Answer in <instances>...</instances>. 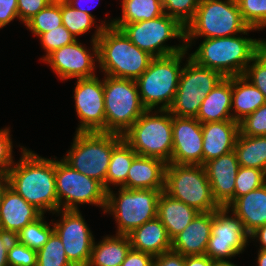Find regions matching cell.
<instances>
[{
  "mask_svg": "<svg viewBox=\"0 0 266 266\" xmlns=\"http://www.w3.org/2000/svg\"><path fill=\"white\" fill-rule=\"evenodd\" d=\"M21 159L14 163L6 178L8 185L42 214L59 210L56 192L55 159H47L20 148ZM53 211V212H52Z\"/></svg>",
  "mask_w": 266,
  "mask_h": 266,
  "instance_id": "6da1fadb",
  "label": "cell"
},
{
  "mask_svg": "<svg viewBox=\"0 0 266 266\" xmlns=\"http://www.w3.org/2000/svg\"><path fill=\"white\" fill-rule=\"evenodd\" d=\"M265 45L266 39L238 35L206 38L189 58L199 66L219 71L224 77L241 76Z\"/></svg>",
  "mask_w": 266,
  "mask_h": 266,
  "instance_id": "7a4b0ae2",
  "label": "cell"
},
{
  "mask_svg": "<svg viewBox=\"0 0 266 266\" xmlns=\"http://www.w3.org/2000/svg\"><path fill=\"white\" fill-rule=\"evenodd\" d=\"M97 45L98 64L104 76L137 80L154 58L113 26L102 29Z\"/></svg>",
  "mask_w": 266,
  "mask_h": 266,
  "instance_id": "3957f363",
  "label": "cell"
},
{
  "mask_svg": "<svg viewBox=\"0 0 266 266\" xmlns=\"http://www.w3.org/2000/svg\"><path fill=\"white\" fill-rule=\"evenodd\" d=\"M185 28L187 49L198 37H230L256 31L243 20L236 0H200L194 19Z\"/></svg>",
  "mask_w": 266,
  "mask_h": 266,
  "instance_id": "277c9868",
  "label": "cell"
},
{
  "mask_svg": "<svg viewBox=\"0 0 266 266\" xmlns=\"http://www.w3.org/2000/svg\"><path fill=\"white\" fill-rule=\"evenodd\" d=\"M187 51L153 58L147 70L136 80L140 100L146 110H155L156 107L158 110L169 109L183 69L182 58H185Z\"/></svg>",
  "mask_w": 266,
  "mask_h": 266,
  "instance_id": "5b68a950",
  "label": "cell"
},
{
  "mask_svg": "<svg viewBox=\"0 0 266 266\" xmlns=\"http://www.w3.org/2000/svg\"><path fill=\"white\" fill-rule=\"evenodd\" d=\"M63 160L78 172L100 182L106 190V174L113 148L122 135L108 132H75Z\"/></svg>",
  "mask_w": 266,
  "mask_h": 266,
  "instance_id": "8992f818",
  "label": "cell"
},
{
  "mask_svg": "<svg viewBox=\"0 0 266 266\" xmlns=\"http://www.w3.org/2000/svg\"><path fill=\"white\" fill-rule=\"evenodd\" d=\"M156 110H146L122 137L138 155L158 158L168 164L173 150L172 114L168 110Z\"/></svg>",
  "mask_w": 266,
  "mask_h": 266,
  "instance_id": "52a82bcc",
  "label": "cell"
},
{
  "mask_svg": "<svg viewBox=\"0 0 266 266\" xmlns=\"http://www.w3.org/2000/svg\"><path fill=\"white\" fill-rule=\"evenodd\" d=\"M164 190L126 189L119 187V193L107 191L104 214L114 215L117 233L130 234L147 221L157 217L158 201ZM118 195V196H117Z\"/></svg>",
  "mask_w": 266,
  "mask_h": 266,
  "instance_id": "ba28073f",
  "label": "cell"
},
{
  "mask_svg": "<svg viewBox=\"0 0 266 266\" xmlns=\"http://www.w3.org/2000/svg\"><path fill=\"white\" fill-rule=\"evenodd\" d=\"M164 191L198 212H211L220 207L213 198L203 165L168 163Z\"/></svg>",
  "mask_w": 266,
  "mask_h": 266,
  "instance_id": "9c48e42d",
  "label": "cell"
},
{
  "mask_svg": "<svg viewBox=\"0 0 266 266\" xmlns=\"http://www.w3.org/2000/svg\"><path fill=\"white\" fill-rule=\"evenodd\" d=\"M105 132L124 134L146 111L136 80L104 78Z\"/></svg>",
  "mask_w": 266,
  "mask_h": 266,
  "instance_id": "30bf717a",
  "label": "cell"
},
{
  "mask_svg": "<svg viewBox=\"0 0 266 266\" xmlns=\"http://www.w3.org/2000/svg\"><path fill=\"white\" fill-rule=\"evenodd\" d=\"M139 49L151 56L166 57L185 51L186 28L175 18L163 14L151 20L124 24L119 28ZM182 40V44L168 46L170 39Z\"/></svg>",
  "mask_w": 266,
  "mask_h": 266,
  "instance_id": "8fae6325",
  "label": "cell"
},
{
  "mask_svg": "<svg viewBox=\"0 0 266 266\" xmlns=\"http://www.w3.org/2000/svg\"><path fill=\"white\" fill-rule=\"evenodd\" d=\"M168 111L178 117H196L203 99L225 77L216 70L197 65L187 58Z\"/></svg>",
  "mask_w": 266,
  "mask_h": 266,
  "instance_id": "7c38bea8",
  "label": "cell"
},
{
  "mask_svg": "<svg viewBox=\"0 0 266 266\" xmlns=\"http://www.w3.org/2000/svg\"><path fill=\"white\" fill-rule=\"evenodd\" d=\"M59 210H79L78 204H92L105 210L107 191L97 180L73 169L63 159L55 160Z\"/></svg>",
  "mask_w": 266,
  "mask_h": 266,
  "instance_id": "4fadbf2b",
  "label": "cell"
},
{
  "mask_svg": "<svg viewBox=\"0 0 266 266\" xmlns=\"http://www.w3.org/2000/svg\"><path fill=\"white\" fill-rule=\"evenodd\" d=\"M101 22L92 35V53L77 39L73 43L53 51L43 60L49 64L60 79H83L96 76L94 71L96 70L95 62H98L97 39L103 28L113 25L114 19H111L110 22H106V20Z\"/></svg>",
  "mask_w": 266,
  "mask_h": 266,
  "instance_id": "5bb4252c",
  "label": "cell"
},
{
  "mask_svg": "<svg viewBox=\"0 0 266 266\" xmlns=\"http://www.w3.org/2000/svg\"><path fill=\"white\" fill-rule=\"evenodd\" d=\"M229 208L219 207L212 217L211 235L206 253L212 260H227L244 252L250 234L243 222ZM230 257V258H229Z\"/></svg>",
  "mask_w": 266,
  "mask_h": 266,
  "instance_id": "9a60e30c",
  "label": "cell"
},
{
  "mask_svg": "<svg viewBox=\"0 0 266 266\" xmlns=\"http://www.w3.org/2000/svg\"><path fill=\"white\" fill-rule=\"evenodd\" d=\"M59 222L50 223L63 243L66 257L73 266H88L94 237L80 210H58Z\"/></svg>",
  "mask_w": 266,
  "mask_h": 266,
  "instance_id": "2e32d148",
  "label": "cell"
},
{
  "mask_svg": "<svg viewBox=\"0 0 266 266\" xmlns=\"http://www.w3.org/2000/svg\"><path fill=\"white\" fill-rule=\"evenodd\" d=\"M73 97L80 119L76 132H105L104 79H77Z\"/></svg>",
  "mask_w": 266,
  "mask_h": 266,
  "instance_id": "e0dca14e",
  "label": "cell"
},
{
  "mask_svg": "<svg viewBox=\"0 0 266 266\" xmlns=\"http://www.w3.org/2000/svg\"><path fill=\"white\" fill-rule=\"evenodd\" d=\"M171 163L203 165L202 124L195 117L172 115Z\"/></svg>",
  "mask_w": 266,
  "mask_h": 266,
  "instance_id": "ac0fdd59",
  "label": "cell"
},
{
  "mask_svg": "<svg viewBox=\"0 0 266 266\" xmlns=\"http://www.w3.org/2000/svg\"><path fill=\"white\" fill-rule=\"evenodd\" d=\"M203 167L214 200L220 207H228L234 201L235 179L240 167L235 152L211 159Z\"/></svg>",
  "mask_w": 266,
  "mask_h": 266,
  "instance_id": "d6986e66",
  "label": "cell"
},
{
  "mask_svg": "<svg viewBox=\"0 0 266 266\" xmlns=\"http://www.w3.org/2000/svg\"><path fill=\"white\" fill-rule=\"evenodd\" d=\"M42 213L9 186L0 204V230L13 237L27 224L38 219Z\"/></svg>",
  "mask_w": 266,
  "mask_h": 266,
  "instance_id": "ffe728a7",
  "label": "cell"
},
{
  "mask_svg": "<svg viewBox=\"0 0 266 266\" xmlns=\"http://www.w3.org/2000/svg\"><path fill=\"white\" fill-rule=\"evenodd\" d=\"M213 216L214 211L199 212L190 224L171 240V250L183 256L205 254Z\"/></svg>",
  "mask_w": 266,
  "mask_h": 266,
  "instance_id": "44dd1931",
  "label": "cell"
},
{
  "mask_svg": "<svg viewBox=\"0 0 266 266\" xmlns=\"http://www.w3.org/2000/svg\"><path fill=\"white\" fill-rule=\"evenodd\" d=\"M203 164L234 151L239 133V122L224 120L202 123Z\"/></svg>",
  "mask_w": 266,
  "mask_h": 266,
  "instance_id": "7402d4cb",
  "label": "cell"
},
{
  "mask_svg": "<svg viewBox=\"0 0 266 266\" xmlns=\"http://www.w3.org/2000/svg\"><path fill=\"white\" fill-rule=\"evenodd\" d=\"M167 163L163 160L137 155L128 170L126 189H165V169Z\"/></svg>",
  "mask_w": 266,
  "mask_h": 266,
  "instance_id": "603a6c76",
  "label": "cell"
},
{
  "mask_svg": "<svg viewBox=\"0 0 266 266\" xmlns=\"http://www.w3.org/2000/svg\"><path fill=\"white\" fill-rule=\"evenodd\" d=\"M232 76L225 77L203 99L196 119L202 123L221 122L232 119Z\"/></svg>",
  "mask_w": 266,
  "mask_h": 266,
  "instance_id": "cb8c5ba5",
  "label": "cell"
},
{
  "mask_svg": "<svg viewBox=\"0 0 266 266\" xmlns=\"http://www.w3.org/2000/svg\"><path fill=\"white\" fill-rule=\"evenodd\" d=\"M227 208L243 222L245 229L251 234L266 224V183L238 197Z\"/></svg>",
  "mask_w": 266,
  "mask_h": 266,
  "instance_id": "d4e9b609",
  "label": "cell"
},
{
  "mask_svg": "<svg viewBox=\"0 0 266 266\" xmlns=\"http://www.w3.org/2000/svg\"><path fill=\"white\" fill-rule=\"evenodd\" d=\"M198 213L195 208L171 197L165 191L161 192L157 217L166 227L167 234L171 240L181 233Z\"/></svg>",
  "mask_w": 266,
  "mask_h": 266,
  "instance_id": "484cf974",
  "label": "cell"
},
{
  "mask_svg": "<svg viewBox=\"0 0 266 266\" xmlns=\"http://www.w3.org/2000/svg\"><path fill=\"white\" fill-rule=\"evenodd\" d=\"M128 237L131 248L153 256L171 250V239L167 234L166 227L158 217L134 229L128 234Z\"/></svg>",
  "mask_w": 266,
  "mask_h": 266,
  "instance_id": "4316f807",
  "label": "cell"
},
{
  "mask_svg": "<svg viewBox=\"0 0 266 266\" xmlns=\"http://www.w3.org/2000/svg\"><path fill=\"white\" fill-rule=\"evenodd\" d=\"M266 103L263 93L246 77L232 76V119L240 122ZM234 112V113H233Z\"/></svg>",
  "mask_w": 266,
  "mask_h": 266,
  "instance_id": "83f0119b",
  "label": "cell"
},
{
  "mask_svg": "<svg viewBox=\"0 0 266 266\" xmlns=\"http://www.w3.org/2000/svg\"><path fill=\"white\" fill-rule=\"evenodd\" d=\"M96 243L94 240L88 266H121L131 249L128 235H107Z\"/></svg>",
  "mask_w": 266,
  "mask_h": 266,
  "instance_id": "f1b7e54d",
  "label": "cell"
},
{
  "mask_svg": "<svg viewBox=\"0 0 266 266\" xmlns=\"http://www.w3.org/2000/svg\"><path fill=\"white\" fill-rule=\"evenodd\" d=\"M234 152L239 166L257 168L266 172V135L246 136L238 133Z\"/></svg>",
  "mask_w": 266,
  "mask_h": 266,
  "instance_id": "f546056e",
  "label": "cell"
},
{
  "mask_svg": "<svg viewBox=\"0 0 266 266\" xmlns=\"http://www.w3.org/2000/svg\"><path fill=\"white\" fill-rule=\"evenodd\" d=\"M137 155L124 139L113 148L106 174V191L111 189V184L116 187H122L125 184L128 170Z\"/></svg>",
  "mask_w": 266,
  "mask_h": 266,
  "instance_id": "4dcf8cb0",
  "label": "cell"
},
{
  "mask_svg": "<svg viewBox=\"0 0 266 266\" xmlns=\"http://www.w3.org/2000/svg\"><path fill=\"white\" fill-rule=\"evenodd\" d=\"M122 17L114 19L113 27L151 20L164 14L161 0H122Z\"/></svg>",
  "mask_w": 266,
  "mask_h": 266,
  "instance_id": "1f68e13d",
  "label": "cell"
},
{
  "mask_svg": "<svg viewBox=\"0 0 266 266\" xmlns=\"http://www.w3.org/2000/svg\"><path fill=\"white\" fill-rule=\"evenodd\" d=\"M35 36L49 32L62 25L61 0H53L26 24Z\"/></svg>",
  "mask_w": 266,
  "mask_h": 266,
  "instance_id": "d6a6232c",
  "label": "cell"
},
{
  "mask_svg": "<svg viewBox=\"0 0 266 266\" xmlns=\"http://www.w3.org/2000/svg\"><path fill=\"white\" fill-rule=\"evenodd\" d=\"M53 232L54 228H51L44 221V214H42L38 219L21 229L14 238L28 248L38 251L48 241Z\"/></svg>",
  "mask_w": 266,
  "mask_h": 266,
  "instance_id": "836d02e7",
  "label": "cell"
},
{
  "mask_svg": "<svg viewBox=\"0 0 266 266\" xmlns=\"http://www.w3.org/2000/svg\"><path fill=\"white\" fill-rule=\"evenodd\" d=\"M62 25H64L76 38L91 30L96 23L91 15L75 9L65 0H61Z\"/></svg>",
  "mask_w": 266,
  "mask_h": 266,
  "instance_id": "e575fe53",
  "label": "cell"
},
{
  "mask_svg": "<svg viewBox=\"0 0 266 266\" xmlns=\"http://www.w3.org/2000/svg\"><path fill=\"white\" fill-rule=\"evenodd\" d=\"M37 266H73L67 259L63 243L55 232L37 251Z\"/></svg>",
  "mask_w": 266,
  "mask_h": 266,
  "instance_id": "d590c367",
  "label": "cell"
},
{
  "mask_svg": "<svg viewBox=\"0 0 266 266\" xmlns=\"http://www.w3.org/2000/svg\"><path fill=\"white\" fill-rule=\"evenodd\" d=\"M266 183V172L257 168L240 166L235 179L234 200Z\"/></svg>",
  "mask_w": 266,
  "mask_h": 266,
  "instance_id": "8d00e7d4",
  "label": "cell"
},
{
  "mask_svg": "<svg viewBox=\"0 0 266 266\" xmlns=\"http://www.w3.org/2000/svg\"><path fill=\"white\" fill-rule=\"evenodd\" d=\"M245 23L256 30L266 27V0H236Z\"/></svg>",
  "mask_w": 266,
  "mask_h": 266,
  "instance_id": "74e56055",
  "label": "cell"
},
{
  "mask_svg": "<svg viewBox=\"0 0 266 266\" xmlns=\"http://www.w3.org/2000/svg\"><path fill=\"white\" fill-rule=\"evenodd\" d=\"M164 13L186 27L196 14L200 0H161Z\"/></svg>",
  "mask_w": 266,
  "mask_h": 266,
  "instance_id": "f35d334b",
  "label": "cell"
},
{
  "mask_svg": "<svg viewBox=\"0 0 266 266\" xmlns=\"http://www.w3.org/2000/svg\"><path fill=\"white\" fill-rule=\"evenodd\" d=\"M39 38L41 46H43L46 52V55L41 59L42 61L53 51L77 40L64 25L58 26L49 32L42 33Z\"/></svg>",
  "mask_w": 266,
  "mask_h": 266,
  "instance_id": "ab89813d",
  "label": "cell"
},
{
  "mask_svg": "<svg viewBox=\"0 0 266 266\" xmlns=\"http://www.w3.org/2000/svg\"><path fill=\"white\" fill-rule=\"evenodd\" d=\"M251 62L243 76L263 93L266 100V45Z\"/></svg>",
  "mask_w": 266,
  "mask_h": 266,
  "instance_id": "60d3db41",
  "label": "cell"
},
{
  "mask_svg": "<svg viewBox=\"0 0 266 266\" xmlns=\"http://www.w3.org/2000/svg\"><path fill=\"white\" fill-rule=\"evenodd\" d=\"M239 133L246 136L266 135V103L239 122Z\"/></svg>",
  "mask_w": 266,
  "mask_h": 266,
  "instance_id": "b9f144b4",
  "label": "cell"
},
{
  "mask_svg": "<svg viewBox=\"0 0 266 266\" xmlns=\"http://www.w3.org/2000/svg\"><path fill=\"white\" fill-rule=\"evenodd\" d=\"M9 266H37V251L19 243L15 238L8 248Z\"/></svg>",
  "mask_w": 266,
  "mask_h": 266,
  "instance_id": "7bdbcfd3",
  "label": "cell"
},
{
  "mask_svg": "<svg viewBox=\"0 0 266 266\" xmlns=\"http://www.w3.org/2000/svg\"><path fill=\"white\" fill-rule=\"evenodd\" d=\"M10 128L0 129V177H6L14 165Z\"/></svg>",
  "mask_w": 266,
  "mask_h": 266,
  "instance_id": "ee69618b",
  "label": "cell"
},
{
  "mask_svg": "<svg viewBox=\"0 0 266 266\" xmlns=\"http://www.w3.org/2000/svg\"><path fill=\"white\" fill-rule=\"evenodd\" d=\"M53 0H18L19 20L25 24Z\"/></svg>",
  "mask_w": 266,
  "mask_h": 266,
  "instance_id": "f6af8a7d",
  "label": "cell"
},
{
  "mask_svg": "<svg viewBox=\"0 0 266 266\" xmlns=\"http://www.w3.org/2000/svg\"><path fill=\"white\" fill-rule=\"evenodd\" d=\"M18 0H0V29L18 16Z\"/></svg>",
  "mask_w": 266,
  "mask_h": 266,
  "instance_id": "bcb514c9",
  "label": "cell"
},
{
  "mask_svg": "<svg viewBox=\"0 0 266 266\" xmlns=\"http://www.w3.org/2000/svg\"><path fill=\"white\" fill-rule=\"evenodd\" d=\"M154 256L131 248L121 266H153Z\"/></svg>",
  "mask_w": 266,
  "mask_h": 266,
  "instance_id": "7dc6e473",
  "label": "cell"
},
{
  "mask_svg": "<svg viewBox=\"0 0 266 266\" xmlns=\"http://www.w3.org/2000/svg\"><path fill=\"white\" fill-rule=\"evenodd\" d=\"M153 266H185V256L169 250L154 256Z\"/></svg>",
  "mask_w": 266,
  "mask_h": 266,
  "instance_id": "c3c4849f",
  "label": "cell"
},
{
  "mask_svg": "<svg viewBox=\"0 0 266 266\" xmlns=\"http://www.w3.org/2000/svg\"><path fill=\"white\" fill-rule=\"evenodd\" d=\"M14 237L0 230V266L8 265V248Z\"/></svg>",
  "mask_w": 266,
  "mask_h": 266,
  "instance_id": "681fc988",
  "label": "cell"
},
{
  "mask_svg": "<svg viewBox=\"0 0 266 266\" xmlns=\"http://www.w3.org/2000/svg\"><path fill=\"white\" fill-rule=\"evenodd\" d=\"M213 260L207 255L185 256V266H212Z\"/></svg>",
  "mask_w": 266,
  "mask_h": 266,
  "instance_id": "f907efd6",
  "label": "cell"
},
{
  "mask_svg": "<svg viewBox=\"0 0 266 266\" xmlns=\"http://www.w3.org/2000/svg\"><path fill=\"white\" fill-rule=\"evenodd\" d=\"M258 238V239H257ZM250 239H256L260 241L261 250H266V224L256 229L250 234Z\"/></svg>",
  "mask_w": 266,
  "mask_h": 266,
  "instance_id": "816d5d0a",
  "label": "cell"
},
{
  "mask_svg": "<svg viewBox=\"0 0 266 266\" xmlns=\"http://www.w3.org/2000/svg\"><path fill=\"white\" fill-rule=\"evenodd\" d=\"M69 5H71L72 7H74L75 9H78L80 11H83L89 15H91L94 19V15L91 14V12H89V9L82 7L83 5L81 4V2L83 0H65ZM93 1V0H92ZM99 1V0H98Z\"/></svg>",
  "mask_w": 266,
  "mask_h": 266,
  "instance_id": "f5cc1de1",
  "label": "cell"
},
{
  "mask_svg": "<svg viewBox=\"0 0 266 266\" xmlns=\"http://www.w3.org/2000/svg\"><path fill=\"white\" fill-rule=\"evenodd\" d=\"M256 263L258 266H266V250L259 249Z\"/></svg>",
  "mask_w": 266,
  "mask_h": 266,
  "instance_id": "db71d44e",
  "label": "cell"
},
{
  "mask_svg": "<svg viewBox=\"0 0 266 266\" xmlns=\"http://www.w3.org/2000/svg\"><path fill=\"white\" fill-rule=\"evenodd\" d=\"M8 181L6 177H0V204L2 201L3 194L5 192V189L8 187Z\"/></svg>",
  "mask_w": 266,
  "mask_h": 266,
  "instance_id": "11a10c76",
  "label": "cell"
},
{
  "mask_svg": "<svg viewBox=\"0 0 266 266\" xmlns=\"http://www.w3.org/2000/svg\"><path fill=\"white\" fill-rule=\"evenodd\" d=\"M212 266H237L230 260H213Z\"/></svg>",
  "mask_w": 266,
  "mask_h": 266,
  "instance_id": "9f6ffc18",
  "label": "cell"
}]
</instances>
